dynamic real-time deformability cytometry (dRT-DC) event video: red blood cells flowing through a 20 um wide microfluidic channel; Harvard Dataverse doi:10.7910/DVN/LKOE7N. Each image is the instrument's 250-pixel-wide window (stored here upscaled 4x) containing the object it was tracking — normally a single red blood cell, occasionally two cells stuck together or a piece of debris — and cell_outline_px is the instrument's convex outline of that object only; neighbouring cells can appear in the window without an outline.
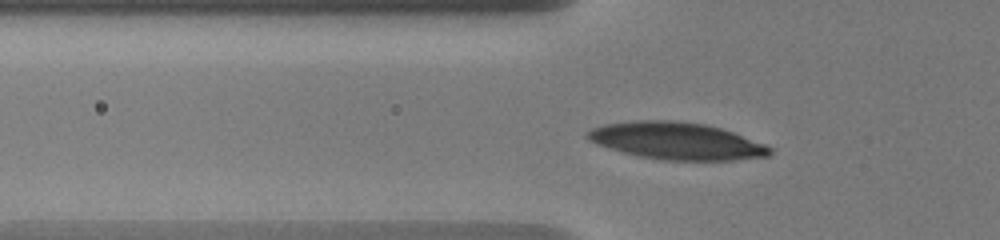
{"species": "human", "species_latin": "Homo sapiens", "temperature_condition": "warm", "stored_images_in_passage": 9, "camera_frame_rate_fps": 3000, "um_per_image_px": 0.085, "donor": {"sex": "male"}, "frame": {"image": 1, "passage_image": 4, "time_ms": 1.0, "image_size_px": [1000, 240], "cell_outline_px": [[772, 152], [768, 156], [732, 160], [664, 160], [640, 156], [624, 152], [596, 144], [588, 140], [584, 136], [584, 132], [592, 128], [604, 124], [636, 120], [672, 120], [704, 124], [720, 128], [732, 132], [764, 144], [772, 148]], "centroid_in_image_um": [57.46, 11.97], "position_along_channel_um": 68.3, "area_um2": 39.25}}
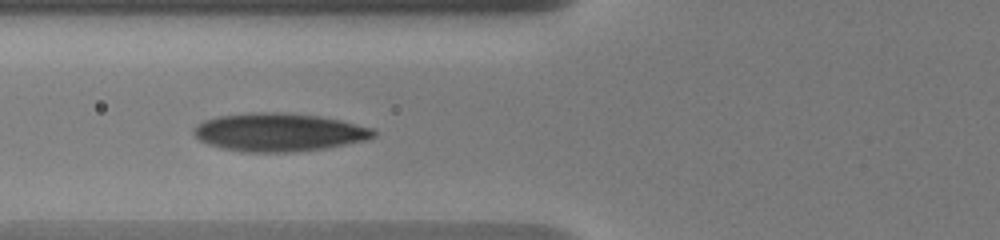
{"frame": {"image": 2, "passage_image": 8, "time_ms": 2.0, "image_size_px": [1000, 240], "cell_outline_px": [[376, 136], [364, 140], [320, 148], [284, 152], [244, 152], [224, 148], [208, 144], [200, 140], [192, 132], [192, 128], [196, 124], [204, 120], [216, 116], [252, 112], [284, 112], [320, 116], [340, 120], [372, 128], [376, 132]], "centroid_in_image_um": [23.64, 11.22], "position_along_channel_um": 102.2, "area_um2": 39.71}}